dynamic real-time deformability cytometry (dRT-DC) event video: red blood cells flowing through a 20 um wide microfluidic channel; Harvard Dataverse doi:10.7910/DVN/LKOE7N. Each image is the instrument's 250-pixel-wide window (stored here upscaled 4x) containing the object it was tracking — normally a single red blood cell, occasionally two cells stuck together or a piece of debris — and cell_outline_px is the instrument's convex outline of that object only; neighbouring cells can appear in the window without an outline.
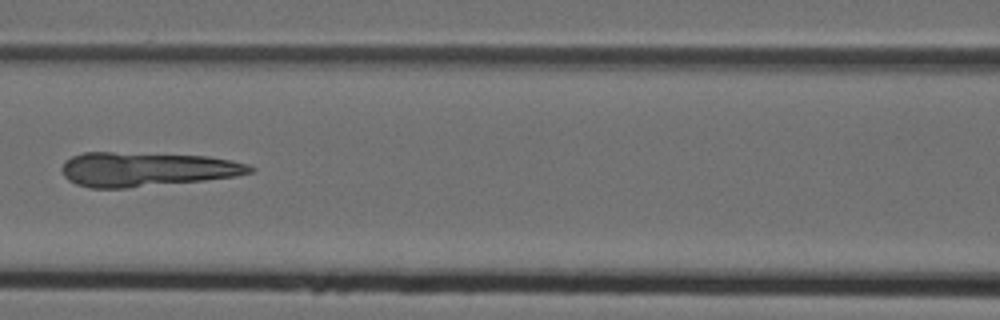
{"species": "Egyptian fruit bat (a non-hibernating species)", "species_latin": "Rousettus aegyptiacus", "temperature_condition": "cold", "stored_images_in_passage": 5, "camera_frame_rate_fps": 3000, "um_per_image_px": 0.085, "animal": {"sex": "female"}, "frame": {"image": 1, "passage_image": 5, "time_ms": 1.333, "image_size_px": [1000, 320], "cell_outline_px": [[256, 168], [252, 172], [236, 176], [204, 180], [128, 188], [88, 188], [76, 184], [68, 180], [64, 176], [60, 168], [72, 156], [84, 152], [112, 152], [208, 156], [232, 160], [248, 164]], "centroid_in_image_um": [12.45, 14.39], "position_along_channel_um": 154.2, "area_um2": 37.63}}